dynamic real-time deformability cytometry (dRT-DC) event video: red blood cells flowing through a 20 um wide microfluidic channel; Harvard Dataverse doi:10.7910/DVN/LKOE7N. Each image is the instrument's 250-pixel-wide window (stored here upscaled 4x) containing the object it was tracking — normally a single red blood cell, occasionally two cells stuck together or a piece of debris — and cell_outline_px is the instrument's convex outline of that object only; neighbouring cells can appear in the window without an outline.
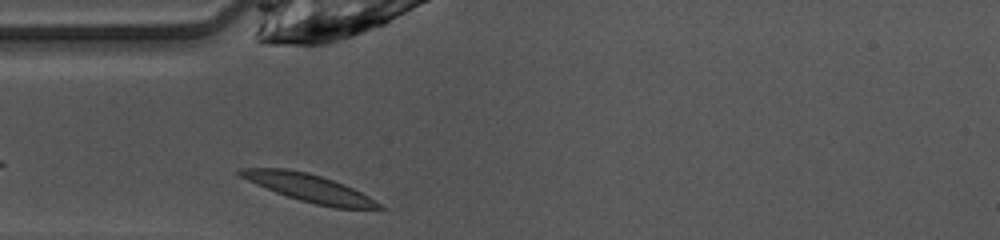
{"species": "common noctule bat (a hibernating species)", "species_latin": "Nyctalus noctula", "temperature_condition": "warm", "stored_images_in_passage": 26, "camera_frame_rate_fps": 3000, "um_per_image_px": 0.085, "animal": {"sex": "female", "body_mass_g": 10.0, "forearm_length_mm": 53.1}, "frame": {"image": 1, "passage_image": 1, "time_ms": 0.0, "image_size_px": [1000, 240], "cell_outline_px": [[384, 208], [336, 208], [316, 204], [300, 200], [276, 192], [256, 184], [240, 176], [236, 172], [240, 168], [284, 168], [308, 172], [344, 184], [368, 196], [380, 204]], "centroid_in_image_um": [26.23, 15.96], "position_along_channel_um": 58.8, "area_um2": 21.91}}
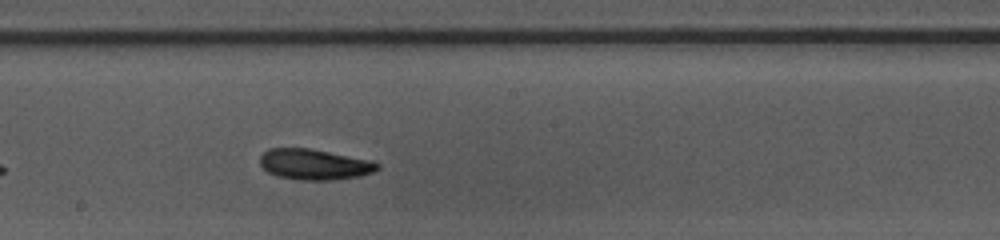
{"frame": {"image": 2, "passage_image": 13, "time_ms": 4.0, "image_size_px": [1000, 240], "cell_outline_px": [[380, 168], [372, 172], [360, 176], [332, 180], [300, 180], [276, 176], [268, 172], [260, 164], [260, 156], [268, 148], [308, 148], [372, 160], [380, 164]], "centroid_in_image_um": [26.72, 13.97], "position_along_channel_um": 221.5, "area_um2": 21.04}}
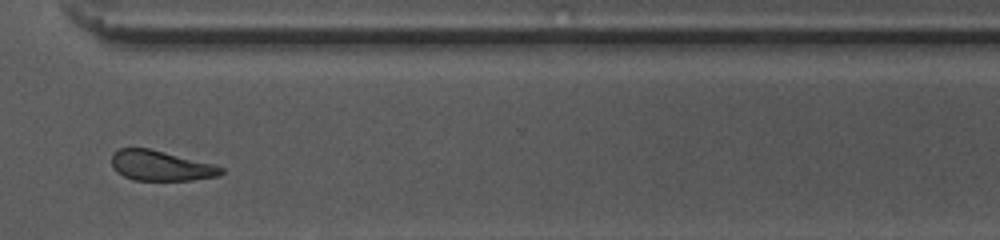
{"frame": {"image": 3, "passage_image": 23, "time_ms": 7.333, "image_size_px": [1000, 240], "cell_outline_px": [[224, 172], [216, 176], [192, 180], [132, 180], [116, 172], [112, 164], [112, 156], [120, 148], [148, 148], [216, 164], [224, 168]], "centroid_in_image_um": [13.69, 14.09], "position_along_channel_um": 356.9, "area_um2": 19.19}, "authors_computed_cell_mechanics": {"area_um2": 20.6635, "velocity_mm_per_s": 4.0695, "shape_relaxation_time_tau1_ms": 3.6651, "shape_relaxation_time_tau2_ms": null, "deformation_change_tau1": 0.1637, "deformation_change_tau2": null}}